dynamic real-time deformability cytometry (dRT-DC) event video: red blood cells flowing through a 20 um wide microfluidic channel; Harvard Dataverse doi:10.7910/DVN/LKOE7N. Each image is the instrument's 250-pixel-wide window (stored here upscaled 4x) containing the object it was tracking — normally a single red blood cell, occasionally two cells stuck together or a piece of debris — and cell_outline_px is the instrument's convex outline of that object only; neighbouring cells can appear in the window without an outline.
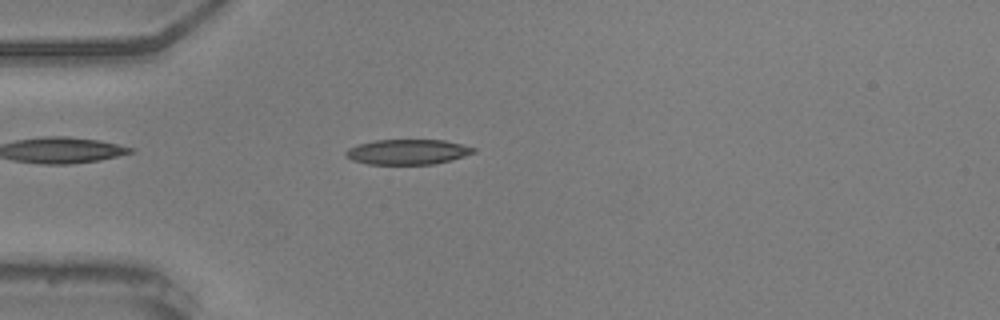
{"species": "common noctule bat (a hibernating species)", "species_latin": "Nyctalus noctula", "temperature_condition": "warm", "stored_images_in_passage": 41, "camera_frame_rate_fps": 3000, "um_per_image_px": 0.085, "animal": {"sex": "male", "body_mass_g": 20.5, "forearm_length_mm": 52.5}, "frame": {"image": 1, "passage_image": 1, "time_ms": 0.0, "image_size_px": [1000, 320], "cell_outline_px": [[476, 152], [452, 160], [432, 164], [368, 164], [352, 160], [344, 156], [344, 152], [348, 148], [360, 144], [376, 140], [444, 140], [476, 148]], "centroid_in_image_um": [34.64, 12.91], "position_along_channel_um": 50.4, "area_um2": 18.67}}
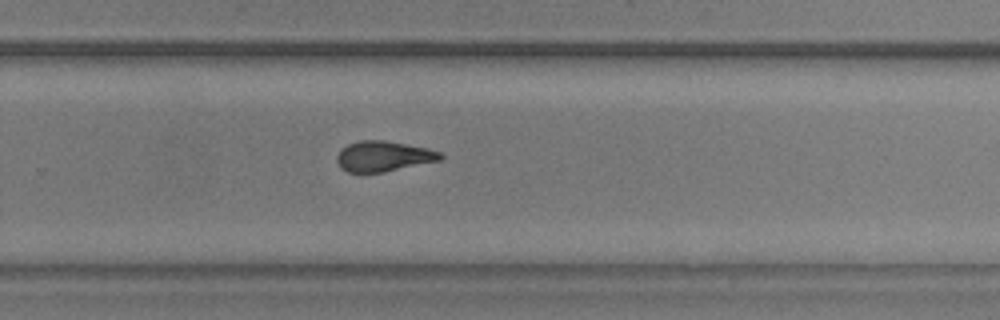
{"frame": {"image": 2, "passage_image": 22, "time_ms": 7.0, "image_size_px": [1000, 320], "cell_outline_px": [[444, 156], [440, 160], [384, 172], [348, 172], [340, 168], [336, 160], [336, 156], [340, 148], [348, 144], [360, 140], [384, 140], [428, 148], [440, 152]], "centroid_in_image_um": [32.56, 13.28], "position_along_channel_um": 297.2, "area_um2": 18.38}}
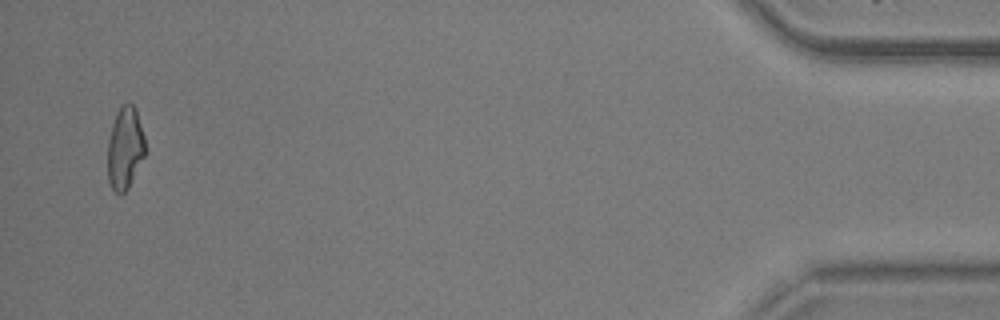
{"frame": {"image": 3, "passage_image": 39, "time_ms": 12.667, "image_size_px": [1000, 320], "cell_outline_px": [[144, 156], [128, 188], [120, 196], [112, 188], [108, 180], [108, 140], [112, 124], [120, 108], [124, 104], [132, 104], [136, 108], [144, 136]], "centroid_in_image_um": [10.62, 12.61], "position_along_channel_um": 424.6, "area_um2": 17.69}, "authors_computed_cell_mechanics": {"area_um2": 18.6694, "velocity_mm_per_s": 3.6961, "shape_relaxation_time_tau1_ms": 8.92, "shape_relaxation_time_tau2_ms": 2.0188, "deformation_change_tau1": 0.2563, "deformation_change_tau2": 0.1016}}